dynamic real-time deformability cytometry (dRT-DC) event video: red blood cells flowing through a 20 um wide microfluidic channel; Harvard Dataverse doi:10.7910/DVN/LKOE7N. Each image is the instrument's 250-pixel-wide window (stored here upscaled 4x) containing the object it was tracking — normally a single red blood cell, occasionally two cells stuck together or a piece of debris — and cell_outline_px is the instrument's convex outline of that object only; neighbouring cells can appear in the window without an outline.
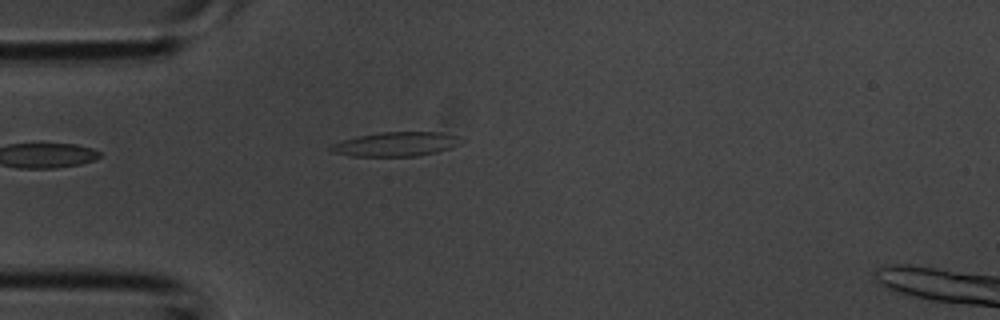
{"species": "common noctule bat (a hibernating species)", "species_latin": "Nyctalus noctula", "temperature_condition": "room temperature", "stored_images_in_passage": 2, "camera_frame_rate_fps": 3000, "um_per_image_px": 0.085, "animal": {"sex": "male", "body_mass_g": 20.1, "forearm_length_mm": 53.5}, "frame": {"image": 1, "passage_image": 2, "time_ms": 0.333, "image_size_px": [1000, 320], "cell_outline_px": [[464, 140], [460, 144], [452, 148], [436, 152], [416, 156], [348, 156], [332, 152], [328, 148], [332, 144], [356, 136], [380, 132], [440, 132], [456, 136]], "centroid_in_image_um": [33.65, 12.25], "position_along_channel_um": 51.4, "area_um2": 18.5}}